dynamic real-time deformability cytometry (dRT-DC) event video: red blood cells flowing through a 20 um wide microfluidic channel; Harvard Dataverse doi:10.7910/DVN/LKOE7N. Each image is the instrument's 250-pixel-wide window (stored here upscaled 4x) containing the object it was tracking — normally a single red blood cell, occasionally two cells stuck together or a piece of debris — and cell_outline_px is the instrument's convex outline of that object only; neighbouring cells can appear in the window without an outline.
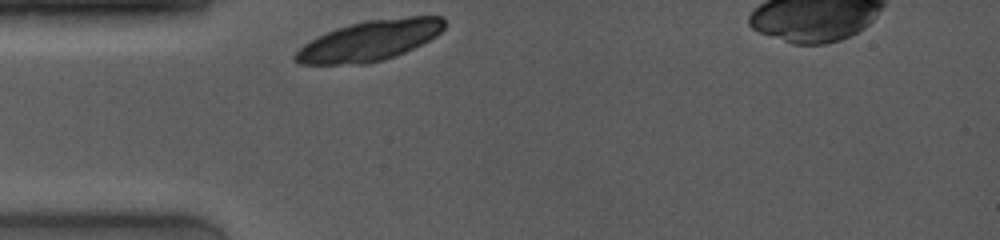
{"species": "common noctule bat (a hibernating species)", "species_latin": "Nyctalus noctula", "temperature_condition": "room temperature", "stored_images_in_passage": 3, "camera_frame_rate_fps": 4000, "um_per_image_px": 0.085, "animal": {"sex": "female", "body_mass_g": 19.0, "forearm_length_mm": 53.3}, "frame": {"image": 1, "passage_image": 1, "time_ms": 0.0, "image_size_px": [1000, 240], "cell_outline_px": [[444, 28], [436, 36], [396, 56], [384, 60], [364, 64], [300, 64], [292, 60], [292, 56], [304, 44], [336, 28], [348, 24], [368, 20], [408, 16], [444, 16]], "centroid_in_image_um": [31.42, 3.45], "position_along_channel_um": 53.6, "area_um2": 34.85}}